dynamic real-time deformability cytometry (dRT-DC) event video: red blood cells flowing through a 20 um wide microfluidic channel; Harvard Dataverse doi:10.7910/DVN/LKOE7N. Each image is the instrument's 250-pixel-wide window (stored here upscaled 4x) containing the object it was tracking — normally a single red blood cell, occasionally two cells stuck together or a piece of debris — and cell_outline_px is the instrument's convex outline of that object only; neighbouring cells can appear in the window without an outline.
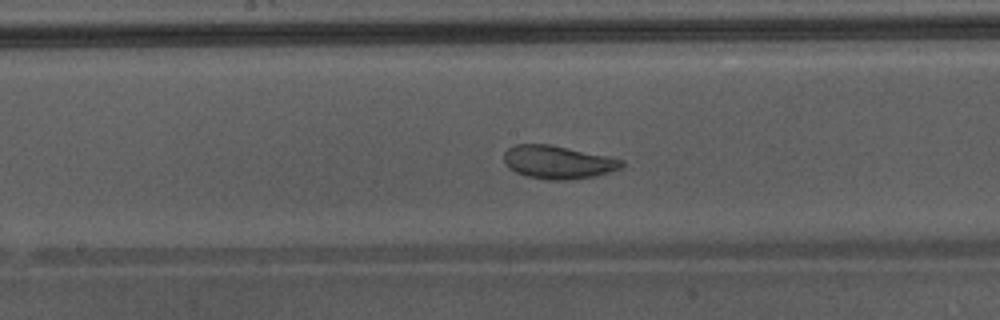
{"species": "Egyptian fruit bat (a non-hibernating species)", "species_latin": "Rousettus aegyptiacus", "temperature_condition": "warm", "stored_images_in_passage": 48, "camera_frame_rate_fps": 3000, "um_per_image_px": 0.085, "animal": {"sex": "male"}, "frame": {"image": 1, "passage_image": 27, "time_ms": 8.667, "image_size_px": [1000, 320], "cell_outline_px": [[624, 164], [620, 168], [596, 176], [564, 180], [548, 180], [524, 176], [508, 168], [504, 164], [504, 152], [508, 148], [516, 144], [548, 144], [608, 156], [624, 160]], "centroid_in_image_um": [47.39, 13.79], "position_along_channel_um": 200.8, "area_um2": 22.77}, "authors_computed_cell_mechanics": {"area_um2": 28.4376, "velocity_mm_per_s": 4.2974, "shape_relaxation_time_tau1_ms": 2.2535, "shape_relaxation_time_tau2_ms": 1.3195, "deformation_change_tau1": 0.0817, "deformation_change_tau2": 0.0722}}